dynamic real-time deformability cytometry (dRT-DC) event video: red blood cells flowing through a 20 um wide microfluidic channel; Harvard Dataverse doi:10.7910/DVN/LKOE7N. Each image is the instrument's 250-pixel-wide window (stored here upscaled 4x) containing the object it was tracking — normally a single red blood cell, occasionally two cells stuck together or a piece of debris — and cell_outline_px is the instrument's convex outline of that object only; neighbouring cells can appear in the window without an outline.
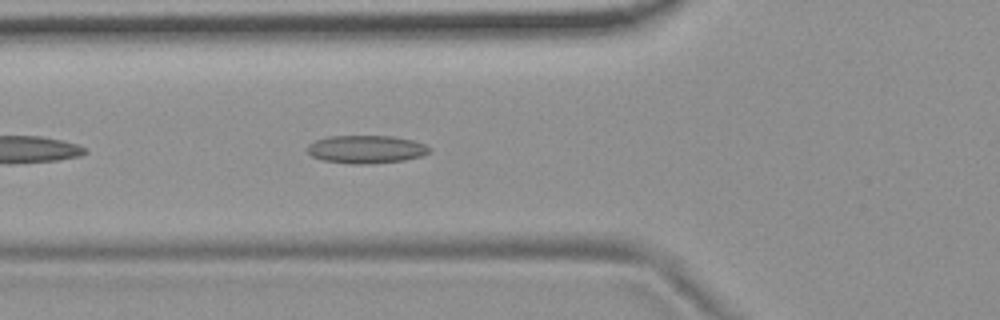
{"species": "common noctule bat (a hibernating species)", "species_latin": "Nyctalus noctula", "temperature_condition": "room temperature", "stored_images_in_passage": 10, "camera_frame_rate_fps": 3000, "um_per_image_px": 0.085, "animal": {"sex": "female", "body_mass_g": 19.9}, "frame": {"image": 1, "passage_image": 6, "time_ms": 1.667, "image_size_px": [1000, 320], "cell_outline_px": [[432, 148], [428, 152], [420, 156], [404, 160], [368, 164], [348, 164], [324, 160], [312, 156], [308, 152], [308, 144], [316, 140], [328, 136], [392, 136], [412, 140], [424, 144]], "centroid_in_image_um": [31.11, 12.69], "position_along_channel_um": 94.7, "area_um2": 19.83}}